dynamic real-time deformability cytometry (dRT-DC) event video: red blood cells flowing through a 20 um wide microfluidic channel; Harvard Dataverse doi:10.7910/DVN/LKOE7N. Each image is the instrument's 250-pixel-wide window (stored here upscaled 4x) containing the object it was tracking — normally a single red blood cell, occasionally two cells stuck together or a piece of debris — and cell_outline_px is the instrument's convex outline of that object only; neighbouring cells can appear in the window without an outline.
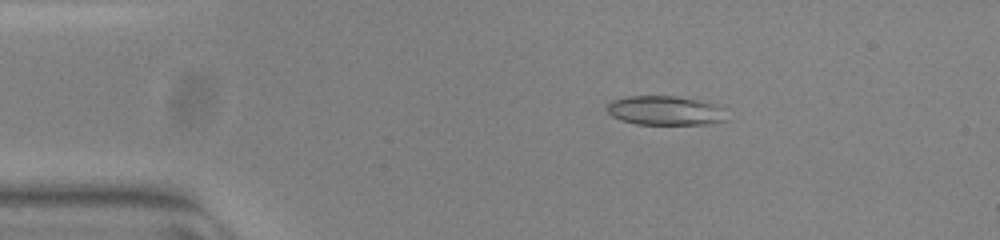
{"species": "common noctule bat (a hibernating species)", "species_latin": "Nyctalus noctula", "temperature_condition": "warm", "stored_images_in_passage": 15, "segment_of_instrument_passage": [1, 2], "camera_frame_rate_fps": 3000, "um_per_image_px": 0.085, "animal": {"sex": "female", "body_mass_g": 23.0, "forearm_length_mm": 53.4}, "frame": {"image": 1, "passage_image": 9, "time_ms": 2.667, "image_size_px": [1000, 240], "cell_outline_px": [[728, 120], [708, 124], [636, 124], [620, 120], [612, 116], [604, 108], [604, 104], [612, 100], [628, 96], [676, 96], [720, 104]], "centroid_in_image_um": [56.52, 9.39], "position_along_channel_um": 28.5, "area_um2": 20.75}}